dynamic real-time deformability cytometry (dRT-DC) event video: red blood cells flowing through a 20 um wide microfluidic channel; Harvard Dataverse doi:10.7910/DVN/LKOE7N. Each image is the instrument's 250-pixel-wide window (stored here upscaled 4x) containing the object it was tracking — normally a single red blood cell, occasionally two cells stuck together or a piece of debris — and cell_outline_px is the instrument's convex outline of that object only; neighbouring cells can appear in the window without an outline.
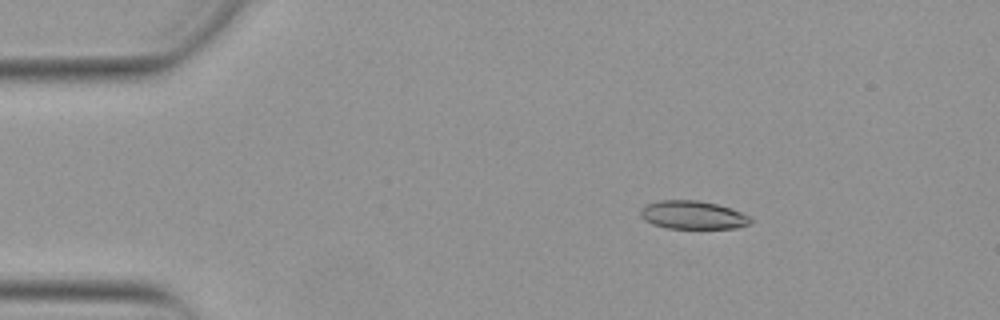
{"species": "Egyptian fruit bat (a non-hibernating species)", "species_latin": "Rousettus aegyptiacus", "temperature_condition": "warm", "stored_images_in_passage": 33, "camera_frame_rate_fps": 3000, "um_per_image_px": 0.085, "animal": {"sex": "female"}, "frame": {"image": 1, "passage_image": 9, "time_ms": 2.667, "image_size_px": [1000, 320], "cell_outline_px": [[752, 224], [736, 228], [668, 228], [652, 224], [644, 220], [640, 216], [640, 208], [648, 204], [660, 200], [700, 200], [716, 204], [744, 212], [752, 216]], "centroid_in_image_um": [58.93, 18.27], "position_along_channel_um": 26.1, "area_um2": 18.38}}
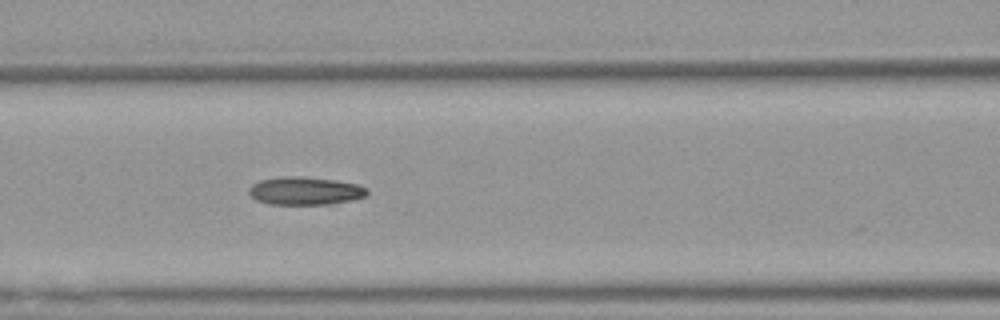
{"frame": {"image": 2, "passage_image": 23, "time_ms": 7.333, "image_size_px": [1000, 320], "cell_outline_px": [[368, 192], [364, 196], [352, 200], [328, 204], [268, 204], [256, 200], [248, 192], [248, 188], [252, 184], [260, 180], [284, 176], [304, 176], [336, 180], [356, 184], [368, 188]], "centroid_in_image_um": [25.91, 16.21], "position_along_channel_um": 140.7, "area_um2": 19.31}}
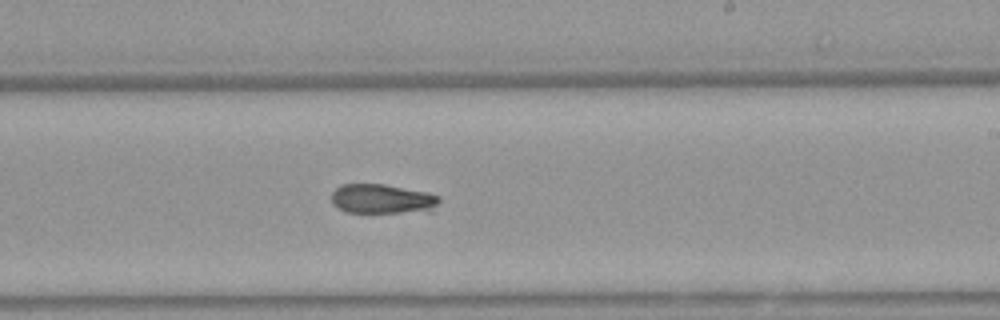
{"frame": {"image": 3, "passage_image": 32, "time_ms": 10.333, "image_size_px": [1000, 320], "cell_outline_px": [[440, 200], [432, 212], [344, 212], [332, 204], [332, 192], [340, 184], [384, 184], [428, 192], [440, 196]], "centroid_in_image_um": [32.51, 16.91], "position_along_channel_um": 256.5, "area_um2": 18.79}}